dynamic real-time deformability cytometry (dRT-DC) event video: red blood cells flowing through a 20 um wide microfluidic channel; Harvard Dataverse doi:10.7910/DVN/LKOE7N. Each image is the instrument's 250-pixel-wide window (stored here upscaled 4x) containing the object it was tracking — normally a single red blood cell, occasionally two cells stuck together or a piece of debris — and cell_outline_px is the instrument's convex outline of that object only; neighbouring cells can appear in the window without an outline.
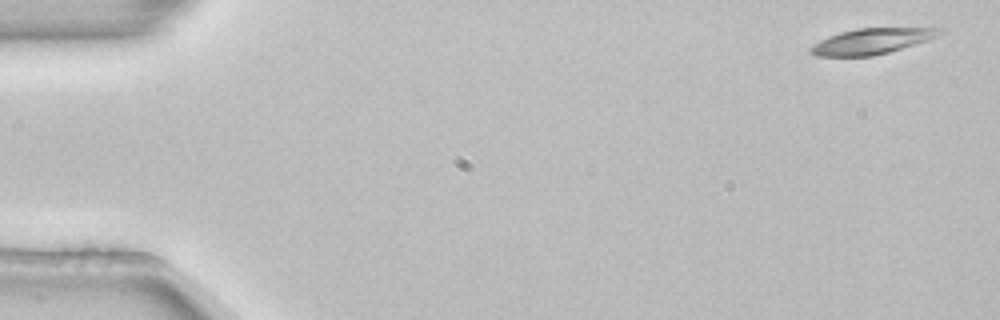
{"species": "common noctule bat (a hibernating species)", "species_latin": "Nyctalus noctula", "temperature_condition": "room temperature", "stored_images_in_passage": 3, "camera_frame_rate_fps": 3000, "um_per_image_px": 0.085, "animal": {"sex": "female", "body_mass_g": 22.7, "forearm_length_mm": 54.2}, "frame": {"image": 1, "passage_image": 1, "time_ms": 0.0, "image_size_px": [1000, 320], "cell_outline_px": [[944, 32], [928, 40], [916, 44], [888, 52], [872, 56], [816, 56], [808, 52], [808, 48], [812, 44], [828, 36], [840, 32], [856, 28], [944, 28]], "centroid_in_image_um": [74.05, 3.5], "position_along_channel_um": 11.0, "area_um2": 19.36}}
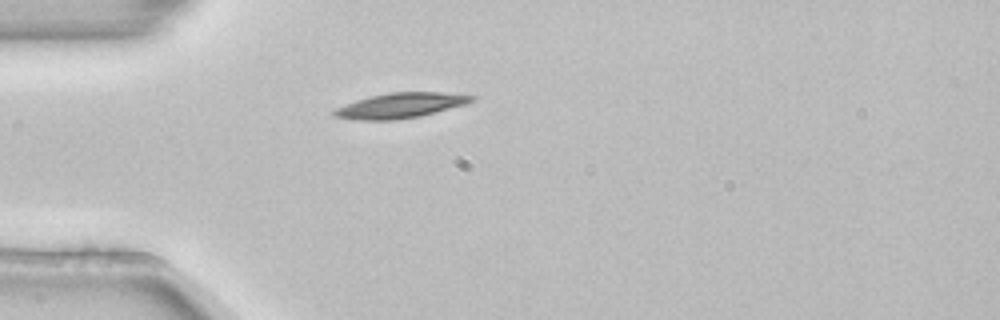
{"frame": {"image": 2, "passage_image": 3, "time_ms": 0.667, "image_size_px": [1000, 320], "cell_outline_px": [[476, 96], [472, 100], [464, 104], [420, 116], [396, 120], [356, 120], [332, 116], [332, 112], [336, 108], [356, 100], [368, 96], [388, 92], [440, 92]], "centroid_in_image_um": [33.96, 8.97], "position_along_channel_um": 51.0, "area_um2": 20.0}}